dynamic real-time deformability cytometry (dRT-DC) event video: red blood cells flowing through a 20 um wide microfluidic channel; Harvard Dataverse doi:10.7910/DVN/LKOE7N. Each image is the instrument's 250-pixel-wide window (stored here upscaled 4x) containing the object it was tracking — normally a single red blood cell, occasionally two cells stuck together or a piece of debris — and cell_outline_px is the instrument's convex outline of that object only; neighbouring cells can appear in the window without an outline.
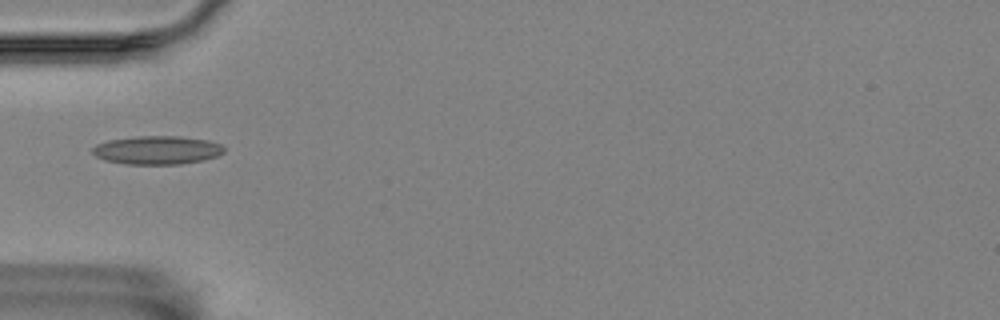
{"species": "Egyptian fruit bat (a non-hibernating species)", "species_latin": "Rousettus aegyptiacus", "temperature_condition": "room temperature", "stored_images_in_passage": 5, "camera_frame_rate_fps": 3000, "um_per_image_px": 0.085, "animal": {"sex": "female"}, "frame": {"image": 1, "passage_image": 1, "time_ms": 0.0, "image_size_px": [1000, 320], "cell_outline_px": [[224, 152], [216, 156], [204, 160], [180, 164], [124, 164], [104, 160], [96, 156], [92, 152], [92, 148], [96, 144], [108, 140], [136, 136], [180, 136], [208, 140], [220, 144], [224, 148]], "centroid_in_image_um": [13.34, 12.76], "position_along_channel_um": 71.7, "area_um2": 21.91}}
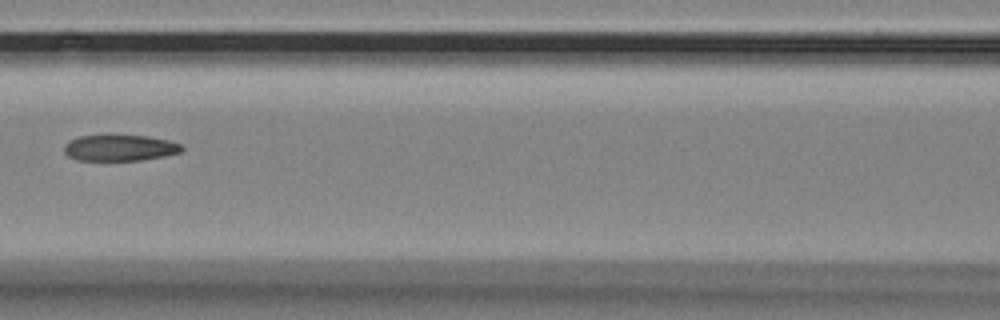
{"frame": {"image": 2, "passage_image": 3, "time_ms": 0.667, "image_size_px": [1000, 320], "cell_outline_px": [[184, 148], [180, 152], [164, 156], [140, 160], [76, 160], [68, 156], [64, 152], [64, 144], [68, 140], [80, 136], [148, 136], [168, 140], [180, 144]], "centroid_in_image_um": [10.15, 12.57], "position_along_channel_um": 156.4, "area_um2": 17.74}}
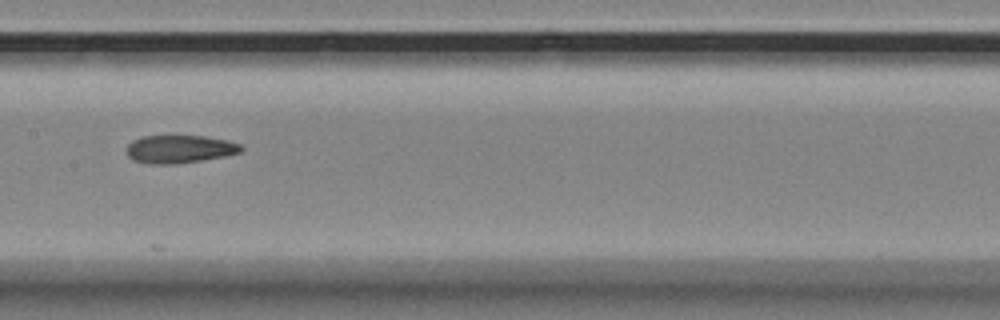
{"frame": {"image": 3, "passage_image": 4, "time_ms": 1.0, "image_size_px": [1000, 320], "cell_outline_px": [[244, 148], [240, 152], [224, 156], [200, 160], [172, 164], [148, 164], [132, 160], [128, 156], [128, 144], [132, 140], [140, 136], [204, 136], [228, 140], [240, 144]], "centroid_in_image_um": [15.25, 12.67], "position_along_channel_um": 192.2, "area_um2": 18.61}}